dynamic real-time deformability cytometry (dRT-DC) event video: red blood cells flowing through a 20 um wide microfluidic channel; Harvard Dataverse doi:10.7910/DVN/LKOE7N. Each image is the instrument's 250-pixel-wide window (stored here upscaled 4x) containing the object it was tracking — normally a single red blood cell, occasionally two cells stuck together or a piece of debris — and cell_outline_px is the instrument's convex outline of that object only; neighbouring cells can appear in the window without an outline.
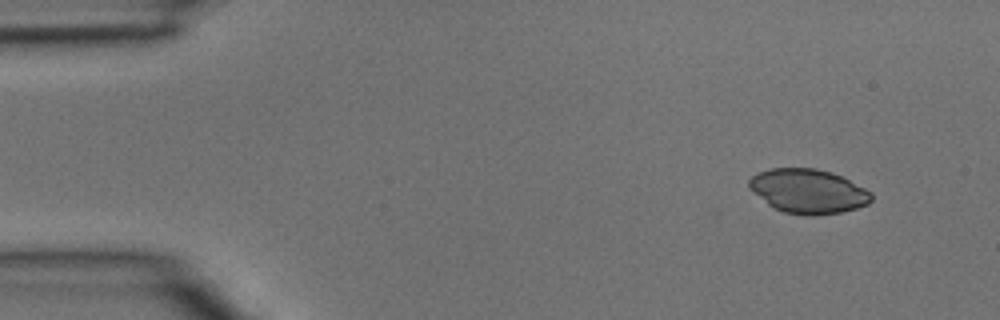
{"species": "common noctule bat (a hibernating species)", "species_latin": "Nyctalus noctula", "temperature_condition": "room temperature", "stored_images_in_passage": 3, "camera_frame_rate_fps": 3000, "um_per_image_px": 0.085, "animal": {"sex": "male", "body_mass_g": 15.6}, "frame": {"image": 1, "passage_image": 1, "time_ms": 0.0, "image_size_px": [1000, 320], "cell_outline_px": [[872, 200], [868, 204], [856, 208], [840, 212], [812, 216], [784, 212], [768, 204], [752, 192], [748, 188], [748, 180], [756, 172], [772, 168], [816, 168], [832, 172], [872, 192]], "centroid_in_image_um": [68.66, 16.24], "position_along_channel_um": 16.3, "area_um2": 31.5}}